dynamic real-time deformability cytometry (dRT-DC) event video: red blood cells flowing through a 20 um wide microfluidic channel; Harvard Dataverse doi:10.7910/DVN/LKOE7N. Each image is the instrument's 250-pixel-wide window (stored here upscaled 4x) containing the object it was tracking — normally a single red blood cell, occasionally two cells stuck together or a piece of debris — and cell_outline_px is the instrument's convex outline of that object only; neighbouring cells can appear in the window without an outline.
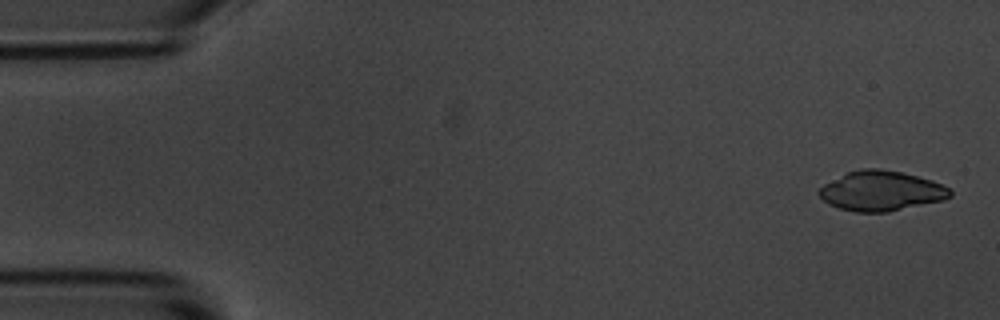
{"species": "common noctule bat (a hibernating species)", "species_latin": "Nyctalus noctula", "temperature_condition": "room temperature", "stored_images_in_passage": 4, "camera_frame_rate_fps": 3000, "um_per_image_px": 0.085, "animal": {"sex": "male", "body_mass_g": 20.1, "forearm_length_mm": 53.5}, "frame": {"image": 1, "passage_image": 1, "time_ms": 0.0, "image_size_px": [1000, 320], "cell_outline_px": [[952, 196], [944, 200], [888, 212], [856, 212], [840, 208], [828, 204], [816, 192], [824, 184], [848, 172], [860, 168], [880, 168], [904, 172], [932, 180], [948, 188], [952, 192]], "centroid_in_image_um": [74.91, 16.22], "position_along_channel_um": 10.1, "area_um2": 30.52}}